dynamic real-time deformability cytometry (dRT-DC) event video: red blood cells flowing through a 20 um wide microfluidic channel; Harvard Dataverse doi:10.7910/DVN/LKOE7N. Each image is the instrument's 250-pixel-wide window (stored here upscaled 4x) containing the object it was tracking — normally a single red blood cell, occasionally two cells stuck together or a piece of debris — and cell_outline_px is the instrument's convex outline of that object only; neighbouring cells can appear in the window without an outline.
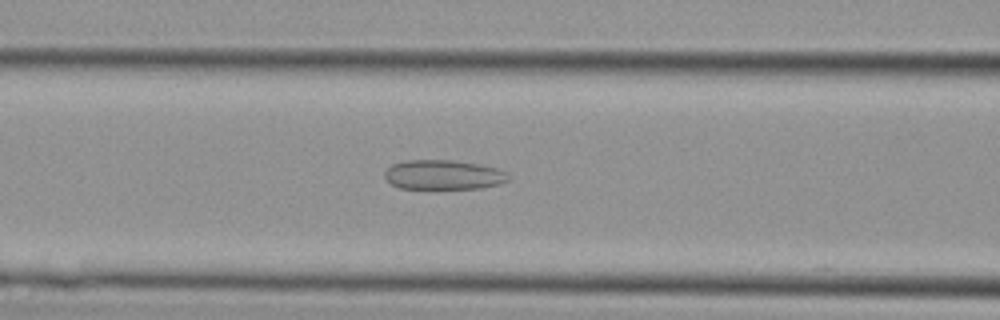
{"species": "Egyptian fruit bat (a non-hibernating species)", "species_latin": "Rousettus aegyptiacus", "temperature_condition": "cold", "stored_images_in_passage": 38, "camera_frame_rate_fps": 3000, "um_per_image_px": 0.085, "animal": {"sex": "female"}, "frame": {"image": 1, "passage_image": 15, "time_ms": 4.667, "image_size_px": [1000, 320], "cell_outline_px": [[508, 180], [500, 184], [480, 188], [400, 188], [392, 184], [384, 176], [384, 172], [392, 164], [408, 160], [452, 160], [480, 164], [496, 168], [508, 172]], "centroid_in_image_um": [37.71, 14.85], "position_along_channel_um": 128.9, "area_um2": 21.21}}
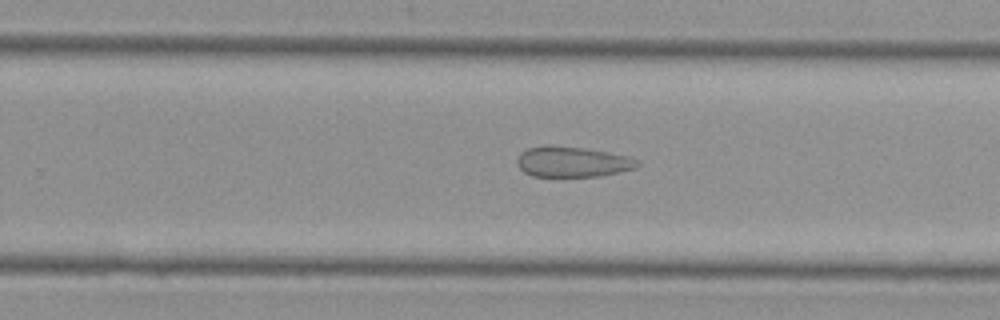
{"frame": {"image": 2, "passage_image": 24, "time_ms": 7.667, "image_size_px": [1000, 320], "cell_outline_px": [[640, 164], [636, 168], [600, 176], [532, 176], [524, 172], [520, 168], [516, 160], [520, 152], [528, 148], [548, 144], [584, 148], [608, 152], [628, 156], [636, 160]], "centroid_in_image_um": [48.62, 13.74], "position_along_channel_um": 281.2, "area_um2": 21.39}}
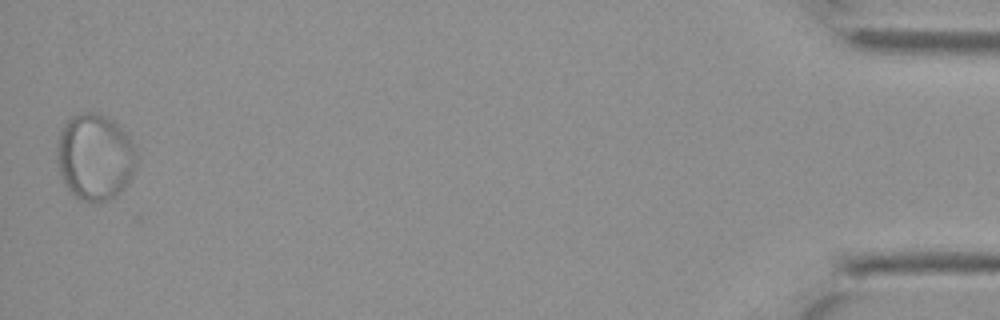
{"frame": {"image": 3, "passage_image": 38, "time_ms": 12.333, "image_size_px": [1000, 320], "cell_outline_px": [[136, 156], [132, 176], [128, 184], [120, 192], [108, 200], [80, 200], [68, 188], [60, 172], [56, 160], [56, 144], [60, 132], [68, 116], [80, 112], [96, 112], [108, 116], [128, 136], [132, 144]], "centroid_in_image_um": [8.03, 13.29], "position_along_channel_um": 427.2, "area_um2": 39.88}}